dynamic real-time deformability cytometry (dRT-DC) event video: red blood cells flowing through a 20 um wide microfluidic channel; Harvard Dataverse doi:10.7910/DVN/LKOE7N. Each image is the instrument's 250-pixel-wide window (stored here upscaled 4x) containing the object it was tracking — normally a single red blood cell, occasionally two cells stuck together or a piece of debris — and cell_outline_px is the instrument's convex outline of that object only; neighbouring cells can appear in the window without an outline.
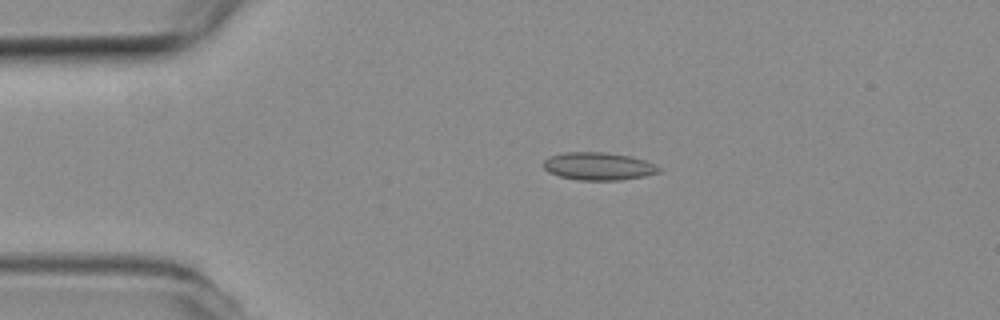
{"species": "common noctule bat (a hibernating species)", "species_latin": "Nyctalus noctula", "temperature_condition": "room temperature", "stored_images_in_passage": 3, "camera_frame_rate_fps": 3000, "um_per_image_px": 0.085, "animal": {"sex": "female", "body_mass_g": 19.3, "forearm_length_mm": 54.1}, "frame": {"image": 1, "passage_image": 2, "time_ms": 0.333, "image_size_px": [1000, 320], "cell_outline_px": [[660, 172], [644, 176], [620, 180], [580, 180], [560, 176], [548, 172], [544, 168], [544, 160], [548, 156], [560, 152], [608, 152], [632, 156], [656, 164], [660, 168]], "centroid_in_image_um": [50.86, 14.11], "position_along_channel_um": 34.1, "area_um2": 18.84}}